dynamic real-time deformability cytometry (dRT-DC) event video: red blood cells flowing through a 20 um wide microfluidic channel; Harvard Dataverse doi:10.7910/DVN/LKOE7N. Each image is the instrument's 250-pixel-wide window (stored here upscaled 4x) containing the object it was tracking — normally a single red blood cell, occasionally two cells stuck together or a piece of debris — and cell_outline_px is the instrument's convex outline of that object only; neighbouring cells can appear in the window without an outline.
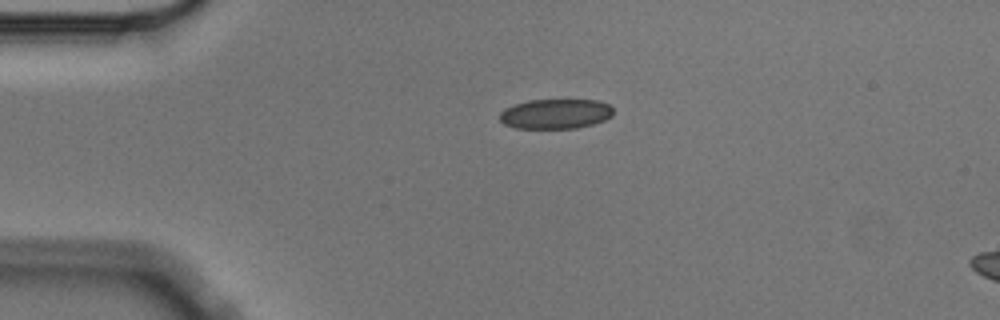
{"species": "Egyptian fruit bat (a non-hibernating species)", "species_latin": "Rousettus aegyptiacus", "temperature_condition": "cold", "stored_images_in_passage": 3, "segment_of_instrument_passage": [1, 2], "camera_frame_rate_fps": 3000, "um_per_image_px": 0.085, "animal": {"sex": "male"}, "frame": {"image": 1, "passage_image": 1, "time_ms": 0.0, "image_size_px": [1000, 320], "cell_outline_px": [[612, 116], [604, 120], [592, 124], [576, 128], [516, 128], [504, 124], [500, 120], [500, 112], [504, 108], [528, 100], [596, 100], [608, 104], [612, 108]], "centroid_in_image_um": [47.2, 9.68], "position_along_channel_um": 37.8, "area_um2": 19.65}}